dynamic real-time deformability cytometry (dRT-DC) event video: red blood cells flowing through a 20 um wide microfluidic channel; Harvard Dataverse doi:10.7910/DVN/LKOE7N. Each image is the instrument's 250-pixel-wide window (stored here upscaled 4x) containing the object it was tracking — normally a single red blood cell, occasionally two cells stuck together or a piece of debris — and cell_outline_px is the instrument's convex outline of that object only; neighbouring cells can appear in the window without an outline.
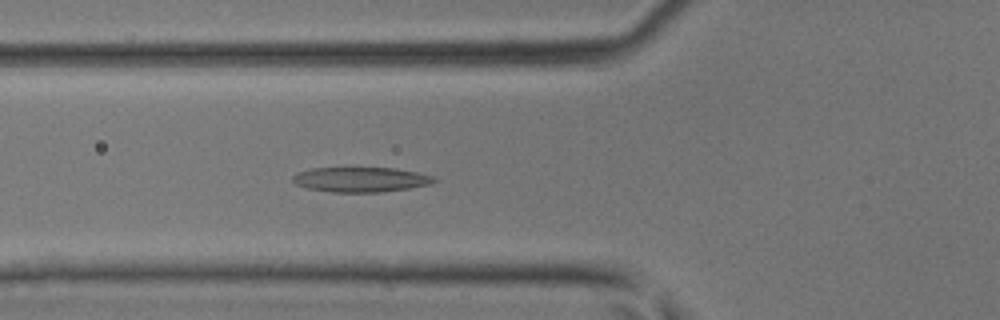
{"species": "common noctule bat (a hibernating species)", "species_latin": "Nyctalus noctula", "temperature_condition": "room temperature", "stored_images_in_passage": 44, "camera_frame_rate_fps": 3000, "um_per_image_px": 0.085, "animal": {"sex": "male", "body_mass_g": 17.9, "forearm_length_mm": 54.2}, "frame": {"image": 1, "passage_image": 16, "time_ms": 5.0, "image_size_px": [1000, 320], "cell_outline_px": [[436, 180], [428, 184], [408, 188], [380, 192], [332, 192], [308, 188], [296, 184], [292, 180], [292, 176], [296, 172], [312, 168], [348, 164], [396, 168], [420, 172], [432, 176]], "centroid_in_image_um": [30.59, 15.19], "position_along_channel_um": 95.2, "area_um2": 21.62}}
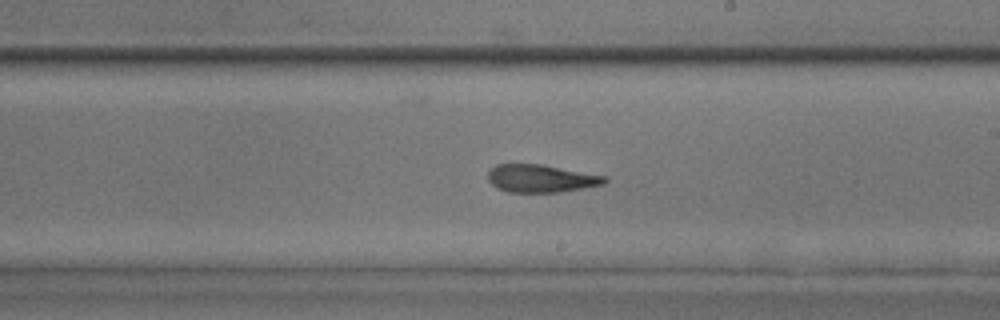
{"frame": {"image": 2, "passage_image": 26, "time_ms": 8.333, "image_size_px": [1000, 320], "cell_outline_px": [[608, 180], [604, 184], [584, 188], [560, 192], [508, 192], [496, 188], [488, 180], [488, 172], [496, 164], [540, 164], [608, 176]], "centroid_in_image_um": [46.0, 15.17], "position_along_channel_um": 243.0, "area_um2": 18.96}}
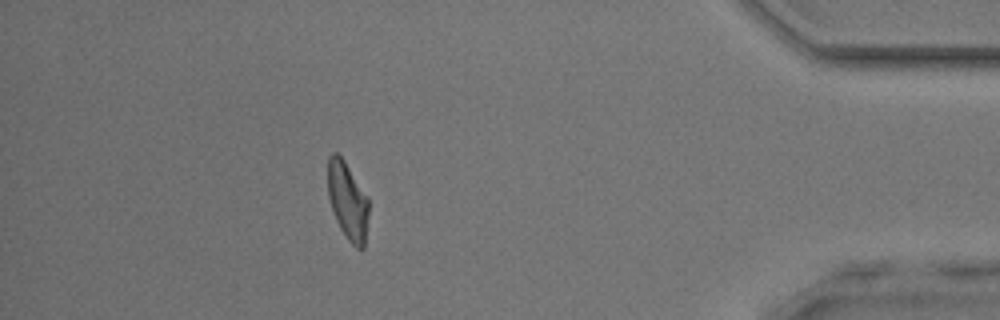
{"frame": {"image": 3, "passage_image": 40, "time_ms": 13.0, "image_size_px": [1000, 320], "cell_outline_px": [[368, 216], [364, 248], [360, 252], [348, 240], [340, 228], [336, 220], [328, 196], [328, 156], [332, 152], [336, 152], [344, 160], [368, 196]], "centroid_in_image_um": [29.56, 17.08], "position_along_channel_um": 405.6, "area_um2": 18.55}}